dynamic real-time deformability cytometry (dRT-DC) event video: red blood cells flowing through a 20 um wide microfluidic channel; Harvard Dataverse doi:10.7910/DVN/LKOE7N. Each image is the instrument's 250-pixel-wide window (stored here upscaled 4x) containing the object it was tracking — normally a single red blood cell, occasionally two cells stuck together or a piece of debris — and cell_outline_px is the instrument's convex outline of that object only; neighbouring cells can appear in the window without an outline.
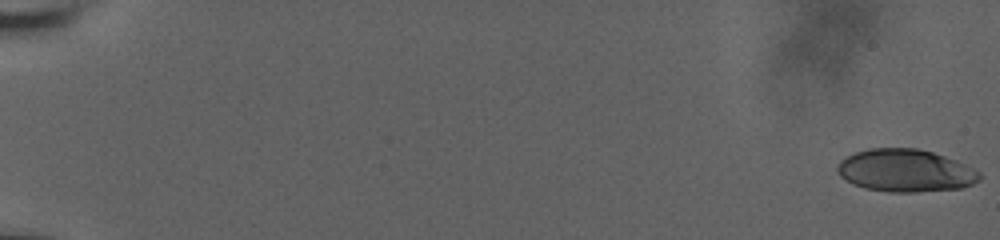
{"species": "human", "species_latin": "Homo sapiens", "temperature_condition": "room temperature", "stored_images_in_passage": 38, "camera_frame_rate_fps": 3000, "um_per_image_px": 0.085, "donor": {"sex": "male"}, "frame": {"image": 1, "passage_image": 1, "time_ms": 0.0, "image_size_px": [1000, 240], "cell_outline_px": [[980, 180], [972, 184], [960, 188], [916, 192], [888, 192], [864, 188], [852, 184], [840, 176], [836, 168], [840, 160], [856, 152], [868, 148], [916, 148], [932, 152], [956, 160], [980, 172]], "centroid_in_image_um": [76.94, 14.5], "position_along_channel_um": 8.1, "area_um2": 35.26}}
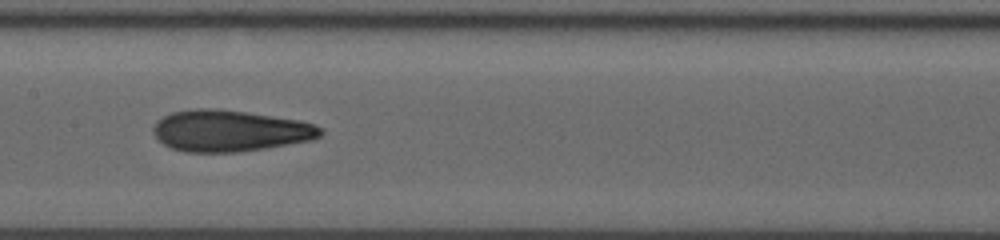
{"frame": {"image": 2, "passage_image": 22, "time_ms": 10.667, "image_size_px": [1000, 240], "cell_outline_px": [[324, 132], [320, 136], [312, 140], [264, 148], [236, 152], [188, 152], [172, 148], [164, 144], [152, 132], [152, 128], [156, 120], [172, 112], [196, 108], [220, 108], [300, 120], [316, 124], [324, 128]], "centroid_in_image_um": [19.56, 11.1], "position_along_channel_um": 187.8, "area_um2": 40.52}}
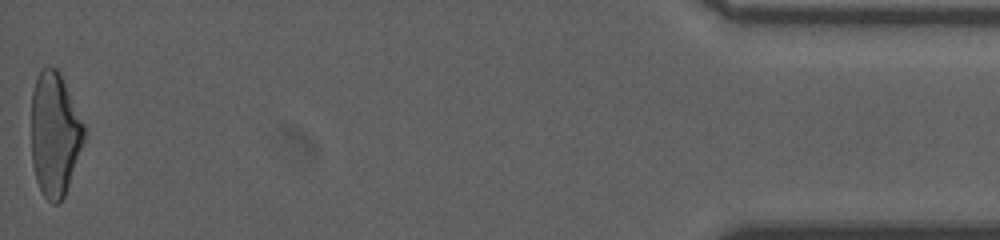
{"frame": {"image": 3, "passage_image": 38, "time_ms": 19.333, "image_size_px": [1000, 240], "cell_outline_px": [[84, 140], [64, 196], [60, 204], [52, 204], [44, 196], [36, 180], [32, 164], [32, 92], [36, 76], [40, 68], [56, 68], [60, 72], [84, 124]], "centroid_in_image_um": [4.63, 11.4], "position_along_channel_um": 430.6, "area_um2": 37.86}, "authors_computed_cell_mechanics": {"area_um2": 38.2058, "velocity_mm_per_s": 3.778, "shape_relaxation_time_tau1_ms": 8.2815, "shape_relaxation_time_tau2_ms": 2.2118, "deformation_change_tau1": 0.2244, "deformation_change_tau2": 0.1067}}